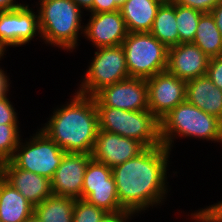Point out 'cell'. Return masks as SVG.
<instances>
[{
  "instance_id": "ac0fdd59",
  "label": "cell",
  "mask_w": 222,
  "mask_h": 222,
  "mask_svg": "<svg viewBox=\"0 0 222 222\" xmlns=\"http://www.w3.org/2000/svg\"><path fill=\"white\" fill-rule=\"evenodd\" d=\"M186 101L222 120V90L207 75L186 81Z\"/></svg>"
},
{
  "instance_id": "9a60e30c",
  "label": "cell",
  "mask_w": 222,
  "mask_h": 222,
  "mask_svg": "<svg viewBox=\"0 0 222 222\" xmlns=\"http://www.w3.org/2000/svg\"><path fill=\"white\" fill-rule=\"evenodd\" d=\"M210 58L193 43L169 47L166 71L185 81L206 75Z\"/></svg>"
},
{
  "instance_id": "f546056e",
  "label": "cell",
  "mask_w": 222,
  "mask_h": 222,
  "mask_svg": "<svg viewBox=\"0 0 222 222\" xmlns=\"http://www.w3.org/2000/svg\"><path fill=\"white\" fill-rule=\"evenodd\" d=\"M119 9L120 8L115 3H111V0H93V8L90 10V12H113Z\"/></svg>"
},
{
  "instance_id": "5bb4252c",
  "label": "cell",
  "mask_w": 222,
  "mask_h": 222,
  "mask_svg": "<svg viewBox=\"0 0 222 222\" xmlns=\"http://www.w3.org/2000/svg\"><path fill=\"white\" fill-rule=\"evenodd\" d=\"M146 147L139 141L99 130L92 158L108 167H115L143 152Z\"/></svg>"
},
{
  "instance_id": "1f68e13d",
  "label": "cell",
  "mask_w": 222,
  "mask_h": 222,
  "mask_svg": "<svg viewBox=\"0 0 222 222\" xmlns=\"http://www.w3.org/2000/svg\"><path fill=\"white\" fill-rule=\"evenodd\" d=\"M214 19H215V22H216V25L222 35V1L216 5L210 12Z\"/></svg>"
},
{
  "instance_id": "836d02e7",
  "label": "cell",
  "mask_w": 222,
  "mask_h": 222,
  "mask_svg": "<svg viewBox=\"0 0 222 222\" xmlns=\"http://www.w3.org/2000/svg\"><path fill=\"white\" fill-rule=\"evenodd\" d=\"M23 6L24 5L14 3V0H0V12L16 10Z\"/></svg>"
},
{
  "instance_id": "d590c367",
  "label": "cell",
  "mask_w": 222,
  "mask_h": 222,
  "mask_svg": "<svg viewBox=\"0 0 222 222\" xmlns=\"http://www.w3.org/2000/svg\"><path fill=\"white\" fill-rule=\"evenodd\" d=\"M207 210L219 221L222 222V202L212 205Z\"/></svg>"
},
{
  "instance_id": "5b68a950",
  "label": "cell",
  "mask_w": 222,
  "mask_h": 222,
  "mask_svg": "<svg viewBox=\"0 0 222 222\" xmlns=\"http://www.w3.org/2000/svg\"><path fill=\"white\" fill-rule=\"evenodd\" d=\"M41 37L50 44L73 49L81 25V9L72 0H40ZM43 35V36H42Z\"/></svg>"
},
{
  "instance_id": "4fadbf2b",
  "label": "cell",
  "mask_w": 222,
  "mask_h": 222,
  "mask_svg": "<svg viewBox=\"0 0 222 222\" xmlns=\"http://www.w3.org/2000/svg\"><path fill=\"white\" fill-rule=\"evenodd\" d=\"M40 33L38 15L28 5L12 11L0 12V46H21Z\"/></svg>"
},
{
  "instance_id": "ab89813d",
  "label": "cell",
  "mask_w": 222,
  "mask_h": 222,
  "mask_svg": "<svg viewBox=\"0 0 222 222\" xmlns=\"http://www.w3.org/2000/svg\"><path fill=\"white\" fill-rule=\"evenodd\" d=\"M4 163L5 161L0 157V178L3 177Z\"/></svg>"
},
{
  "instance_id": "ffe728a7",
  "label": "cell",
  "mask_w": 222,
  "mask_h": 222,
  "mask_svg": "<svg viewBox=\"0 0 222 222\" xmlns=\"http://www.w3.org/2000/svg\"><path fill=\"white\" fill-rule=\"evenodd\" d=\"M34 213V206L3 177L0 178V221L24 222Z\"/></svg>"
},
{
  "instance_id": "3957f363",
  "label": "cell",
  "mask_w": 222,
  "mask_h": 222,
  "mask_svg": "<svg viewBox=\"0 0 222 222\" xmlns=\"http://www.w3.org/2000/svg\"><path fill=\"white\" fill-rule=\"evenodd\" d=\"M173 133L222 142V120L184 101L160 120L162 145L169 150Z\"/></svg>"
},
{
  "instance_id": "f1b7e54d",
  "label": "cell",
  "mask_w": 222,
  "mask_h": 222,
  "mask_svg": "<svg viewBox=\"0 0 222 222\" xmlns=\"http://www.w3.org/2000/svg\"><path fill=\"white\" fill-rule=\"evenodd\" d=\"M0 124H17L16 112L7 96L0 99Z\"/></svg>"
},
{
  "instance_id": "ba28073f",
  "label": "cell",
  "mask_w": 222,
  "mask_h": 222,
  "mask_svg": "<svg viewBox=\"0 0 222 222\" xmlns=\"http://www.w3.org/2000/svg\"><path fill=\"white\" fill-rule=\"evenodd\" d=\"M65 154L66 152L41 130L31 142H27L21 148L19 153H14L10 161L17 168L36 173L51 180Z\"/></svg>"
},
{
  "instance_id": "484cf974",
  "label": "cell",
  "mask_w": 222,
  "mask_h": 222,
  "mask_svg": "<svg viewBox=\"0 0 222 222\" xmlns=\"http://www.w3.org/2000/svg\"><path fill=\"white\" fill-rule=\"evenodd\" d=\"M106 212L85 199L75 200L73 222H100Z\"/></svg>"
},
{
  "instance_id": "603a6c76",
  "label": "cell",
  "mask_w": 222,
  "mask_h": 222,
  "mask_svg": "<svg viewBox=\"0 0 222 222\" xmlns=\"http://www.w3.org/2000/svg\"><path fill=\"white\" fill-rule=\"evenodd\" d=\"M75 199L61 196L48 197L34 207V213L43 222H73Z\"/></svg>"
},
{
  "instance_id": "d4e9b609",
  "label": "cell",
  "mask_w": 222,
  "mask_h": 222,
  "mask_svg": "<svg viewBox=\"0 0 222 222\" xmlns=\"http://www.w3.org/2000/svg\"><path fill=\"white\" fill-rule=\"evenodd\" d=\"M18 133L17 124H0V157L5 162L10 161L22 147Z\"/></svg>"
},
{
  "instance_id": "6da1fadb",
  "label": "cell",
  "mask_w": 222,
  "mask_h": 222,
  "mask_svg": "<svg viewBox=\"0 0 222 222\" xmlns=\"http://www.w3.org/2000/svg\"><path fill=\"white\" fill-rule=\"evenodd\" d=\"M168 155L169 149L163 145L148 147L136 157L112 168L123 210L135 213L161 202L166 191Z\"/></svg>"
},
{
  "instance_id": "e575fe53",
  "label": "cell",
  "mask_w": 222,
  "mask_h": 222,
  "mask_svg": "<svg viewBox=\"0 0 222 222\" xmlns=\"http://www.w3.org/2000/svg\"><path fill=\"white\" fill-rule=\"evenodd\" d=\"M7 76L4 74L2 69H0V99L6 97V92L8 91V80Z\"/></svg>"
},
{
  "instance_id": "74e56055",
  "label": "cell",
  "mask_w": 222,
  "mask_h": 222,
  "mask_svg": "<svg viewBox=\"0 0 222 222\" xmlns=\"http://www.w3.org/2000/svg\"><path fill=\"white\" fill-rule=\"evenodd\" d=\"M24 222H43L35 213H33L29 218Z\"/></svg>"
},
{
  "instance_id": "277c9868",
  "label": "cell",
  "mask_w": 222,
  "mask_h": 222,
  "mask_svg": "<svg viewBox=\"0 0 222 222\" xmlns=\"http://www.w3.org/2000/svg\"><path fill=\"white\" fill-rule=\"evenodd\" d=\"M99 130L135 139L146 148L162 145L160 120L150 111H128L111 107H96Z\"/></svg>"
},
{
  "instance_id": "f35d334b",
  "label": "cell",
  "mask_w": 222,
  "mask_h": 222,
  "mask_svg": "<svg viewBox=\"0 0 222 222\" xmlns=\"http://www.w3.org/2000/svg\"><path fill=\"white\" fill-rule=\"evenodd\" d=\"M127 0H111V3H115L119 8L122 7V5L126 2Z\"/></svg>"
},
{
  "instance_id": "4316f807",
  "label": "cell",
  "mask_w": 222,
  "mask_h": 222,
  "mask_svg": "<svg viewBox=\"0 0 222 222\" xmlns=\"http://www.w3.org/2000/svg\"><path fill=\"white\" fill-rule=\"evenodd\" d=\"M206 75L222 90V56L210 58Z\"/></svg>"
},
{
  "instance_id": "8992f818",
  "label": "cell",
  "mask_w": 222,
  "mask_h": 222,
  "mask_svg": "<svg viewBox=\"0 0 222 222\" xmlns=\"http://www.w3.org/2000/svg\"><path fill=\"white\" fill-rule=\"evenodd\" d=\"M121 46L130 77L148 79L166 71L169 48L150 32L128 33Z\"/></svg>"
},
{
  "instance_id": "7c38bea8",
  "label": "cell",
  "mask_w": 222,
  "mask_h": 222,
  "mask_svg": "<svg viewBox=\"0 0 222 222\" xmlns=\"http://www.w3.org/2000/svg\"><path fill=\"white\" fill-rule=\"evenodd\" d=\"M92 154L66 153L51 179L54 196L81 199L84 174Z\"/></svg>"
},
{
  "instance_id": "d6986e66",
  "label": "cell",
  "mask_w": 222,
  "mask_h": 222,
  "mask_svg": "<svg viewBox=\"0 0 222 222\" xmlns=\"http://www.w3.org/2000/svg\"><path fill=\"white\" fill-rule=\"evenodd\" d=\"M164 0H127L119 9L129 33L150 32Z\"/></svg>"
},
{
  "instance_id": "cb8c5ba5",
  "label": "cell",
  "mask_w": 222,
  "mask_h": 222,
  "mask_svg": "<svg viewBox=\"0 0 222 222\" xmlns=\"http://www.w3.org/2000/svg\"><path fill=\"white\" fill-rule=\"evenodd\" d=\"M202 11L175 3V15L178 25L179 44L193 43Z\"/></svg>"
},
{
  "instance_id": "9c48e42d",
  "label": "cell",
  "mask_w": 222,
  "mask_h": 222,
  "mask_svg": "<svg viewBox=\"0 0 222 222\" xmlns=\"http://www.w3.org/2000/svg\"><path fill=\"white\" fill-rule=\"evenodd\" d=\"M81 199L94 204L106 213L123 210L118 200L111 167L93 158L89 161L84 174Z\"/></svg>"
},
{
  "instance_id": "60d3db41",
  "label": "cell",
  "mask_w": 222,
  "mask_h": 222,
  "mask_svg": "<svg viewBox=\"0 0 222 222\" xmlns=\"http://www.w3.org/2000/svg\"><path fill=\"white\" fill-rule=\"evenodd\" d=\"M4 54V49L0 46V57Z\"/></svg>"
},
{
  "instance_id": "d6a6232c",
  "label": "cell",
  "mask_w": 222,
  "mask_h": 222,
  "mask_svg": "<svg viewBox=\"0 0 222 222\" xmlns=\"http://www.w3.org/2000/svg\"><path fill=\"white\" fill-rule=\"evenodd\" d=\"M194 218L201 222H219L206 208L194 214Z\"/></svg>"
},
{
  "instance_id": "4dcf8cb0",
  "label": "cell",
  "mask_w": 222,
  "mask_h": 222,
  "mask_svg": "<svg viewBox=\"0 0 222 222\" xmlns=\"http://www.w3.org/2000/svg\"><path fill=\"white\" fill-rule=\"evenodd\" d=\"M134 214L128 210H120L114 213H106L100 222H124L128 216Z\"/></svg>"
},
{
  "instance_id": "7402d4cb",
  "label": "cell",
  "mask_w": 222,
  "mask_h": 222,
  "mask_svg": "<svg viewBox=\"0 0 222 222\" xmlns=\"http://www.w3.org/2000/svg\"><path fill=\"white\" fill-rule=\"evenodd\" d=\"M209 58L222 56V35L210 12L202 13L193 40Z\"/></svg>"
},
{
  "instance_id": "52a82bcc",
  "label": "cell",
  "mask_w": 222,
  "mask_h": 222,
  "mask_svg": "<svg viewBox=\"0 0 222 222\" xmlns=\"http://www.w3.org/2000/svg\"><path fill=\"white\" fill-rule=\"evenodd\" d=\"M95 52L82 87L77 93L94 96L103 87L129 78L123 47H101Z\"/></svg>"
},
{
  "instance_id": "8fae6325",
  "label": "cell",
  "mask_w": 222,
  "mask_h": 222,
  "mask_svg": "<svg viewBox=\"0 0 222 222\" xmlns=\"http://www.w3.org/2000/svg\"><path fill=\"white\" fill-rule=\"evenodd\" d=\"M149 110L161 120L173 108L186 101V81L167 71L146 79Z\"/></svg>"
},
{
  "instance_id": "7a4b0ae2",
  "label": "cell",
  "mask_w": 222,
  "mask_h": 222,
  "mask_svg": "<svg viewBox=\"0 0 222 222\" xmlns=\"http://www.w3.org/2000/svg\"><path fill=\"white\" fill-rule=\"evenodd\" d=\"M53 114L42 131L66 153L92 154L99 131L94 97L76 93Z\"/></svg>"
},
{
  "instance_id": "44dd1931",
  "label": "cell",
  "mask_w": 222,
  "mask_h": 222,
  "mask_svg": "<svg viewBox=\"0 0 222 222\" xmlns=\"http://www.w3.org/2000/svg\"><path fill=\"white\" fill-rule=\"evenodd\" d=\"M175 2H164L157 11L150 33L168 48L179 45Z\"/></svg>"
},
{
  "instance_id": "30bf717a",
  "label": "cell",
  "mask_w": 222,
  "mask_h": 222,
  "mask_svg": "<svg viewBox=\"0 0 222 222\" xmlns=\"http://www.w3.org/2000/svg\"><path fill=\"white\" fill-rule=\"evenodd\" d=\"M96 107L128 111L149 110L146 79L129 77L103 87L94 96Z\"/></svg>"
},
{
  "instance_id": "83f0119b",
  "label": "cell",
  "mask_w": 222,
  "mask_h": 222,
  "mask_svg": "<svg viewBox=\"0 0 222 222\" xmlns=\"http://www.w3.org/2000/svg\"><path fill=\"white\" fill-rule=\"evenodd\" d=\"M176 4L190 7L205 12H211V10L218 5L220 0H173Z\"/></svg>"
},
{
  "instance_id": "e0dca14e",
  "label": "cell",
  "mask_w": 222,
  "mask_h": 222,
  "mask_svg": "<svg viewBox=\"0 0 222 222\" xmlns=\"http://www.w3.org/2000/svg\"><path fill=\"white\" fill-rule=\"evenodd\" d=\"M3 178L34 207L53 195L49 178L17 168L11 161L4 163Z\"/></svg>"
},
{
  "instance_id": "8d00e7d4",
  "label": "cell",
  "mask_w": 222,
  "mask_h": 222,
  "mask_svg": "<svg viewBox=\"0 0 222 222\" xmlns=\"http://www.w3.org/2000/svg\"><path fill=\"white\" fill-rule=\"evenodd\" d=\"M80 9L86 8L87 10H91L93 8V0H72Z\"/></svg>"
},
{
  "instance_id": "2e32d148",
  "label": "cell",
  "mask_w": 222,
  "mask_h": 222,
  "mask_svg": "<svg viewBox=\"0 0 222 222\" xmlns=\"http://www.w3.org/2000/svg\"><path fill=\"white\" fill-rule=\"evenodd\" d=\"M91 14L84 29L87 38L98 48L120 46L129 33L120 11Z\"/></svg>"
}]
</instances>
